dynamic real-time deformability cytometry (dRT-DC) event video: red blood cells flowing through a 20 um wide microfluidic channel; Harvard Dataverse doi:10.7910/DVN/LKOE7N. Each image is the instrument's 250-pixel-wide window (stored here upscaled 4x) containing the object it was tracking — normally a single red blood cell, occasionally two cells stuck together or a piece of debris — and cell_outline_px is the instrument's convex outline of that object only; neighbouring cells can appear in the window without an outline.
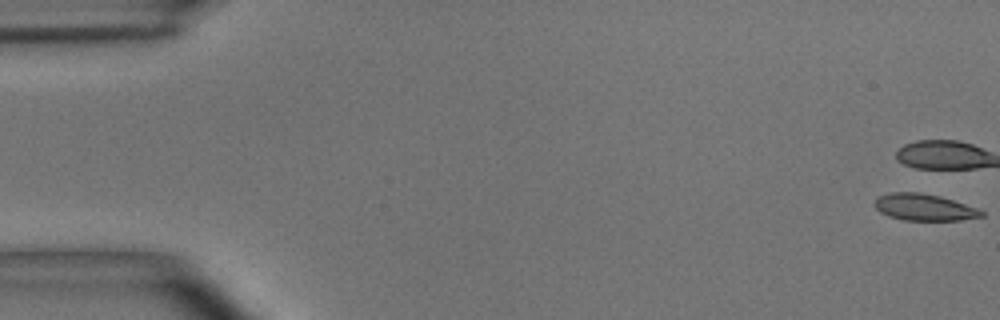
{"species": "common noctule bat (a hibernating species)", "species_latin": "Nyctalus noctula", "temperature_condition": "room temperature", "stored_images_in_passage": 6, "camera_frame_rate_fps": 3000, "um_per_image_px": 0.085, "animal": {"sex": "male", "body_mass_g": 15.6}, "frame": {"image": 1, "passage_image": 1, "time_ms": 0.0, "image_size_px": [1000, 320], "cell_outline_px": [[984, 216], [960, 220], [904, 220], [888, 216], [880, 212], [872, 204], [876, 196], [888, 192], [920, 192], [940, 196], [976, 208], [984, 212]], "centroid_in_image_um": [78.48, 17.6], "position_along_channel_um": 6.5, "area_um2": 16.7}}